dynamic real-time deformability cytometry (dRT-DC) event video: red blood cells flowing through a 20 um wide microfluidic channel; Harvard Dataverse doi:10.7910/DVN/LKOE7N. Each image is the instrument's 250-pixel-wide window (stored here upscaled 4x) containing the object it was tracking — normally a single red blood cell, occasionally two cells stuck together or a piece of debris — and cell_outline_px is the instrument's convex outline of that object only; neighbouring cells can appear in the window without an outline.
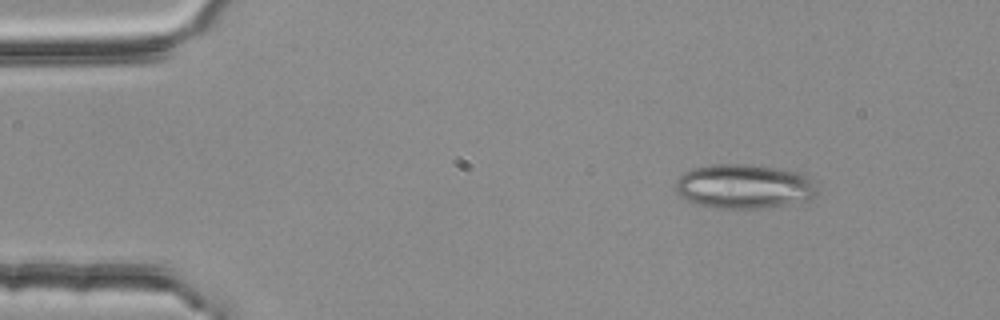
{"species": "common noctule bat (a hibernating species)", "species_latin": "Nyctalus noctula", "temperature_condition": "room temperature", "stored_images_in_passage": 3, "camera_frame_rate_fps": 3000, "um_per_image_px": 0.085, "animal": {"sex": "female", "body_mass_g": 25.1}, "frame": {"image": 1, "passage_image": 1, "time_ms": 0.0, "image_size_px": [1000, 320], "cell_outline_px": [[820, 192], [808, 200], [760, 208], [716, 208], [700, 204], [688, 200], [676, 192], [676, 180], [684, 172], [692, 168], [716, 164], [748, 164], [780, 168], [800, 172], [808, 176], [816, 184]], "centroid_in_image_um": [63.29, 15.82], "position_along_channel_um": 21.7, "area_um2": 36.65}}
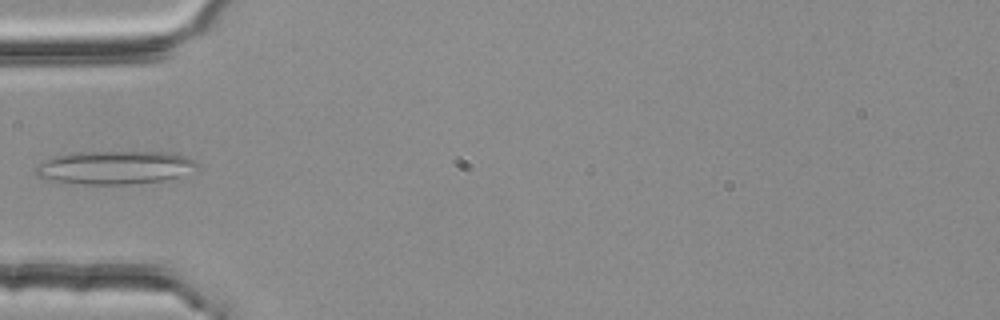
{"frame": {"image": 2, "passage_image": 3, "time_ms": 0.667, "image_size_px": [1000, 320], "cell_outline_px": [[196, 164], [180, 176], [164, 180], [128, 184], [80, 184], [44, 180], [36, 172], [36, 168], [44, 160], [56, 156], [72, 152], [172, 152], [184, 156], [192, 160]], "centroid_in_image_um": [9.67, 14.23], "position_along_channel_um": 75.3, "area_um2": 30.92}}